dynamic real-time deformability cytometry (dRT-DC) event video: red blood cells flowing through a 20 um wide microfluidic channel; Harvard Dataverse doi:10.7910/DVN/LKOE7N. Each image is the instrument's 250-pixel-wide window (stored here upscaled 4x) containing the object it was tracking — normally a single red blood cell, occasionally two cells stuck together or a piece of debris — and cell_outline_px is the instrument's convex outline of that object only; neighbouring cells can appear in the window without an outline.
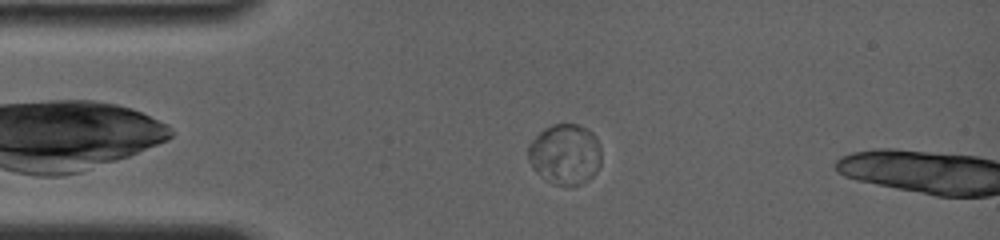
{"species": "common noctule bat (a hibernating species)", "species_latin": "Nyctalus noctula", "temperature_condition": "room temperature", "stored_images_in_passage": 41, "camera_frame_rate_fps": 4000, "um_per_image_px": 0.085, "animal": {"sex": "female", "body_mass_g": 19.0, "forearm_length_mm": 56.7}, "frame": {"image": 1, "passage_image": 7, "time_ms": 3.5, "image_size_px": [1000, 240], "cell_outline_px": [[600, 164], [596, 172], [592, 176], [580, 184], [552, 184], [536, 172], [532, 168], [528, 160], [528, 144], [544, 128], [552, 124], [576, 124], [588, 128], [596, 136], [600, 144]], "centroid_in_image_um": [48.02, 13.08], "position_along_channel_um": 37.0, "area_um2": 25.84}}
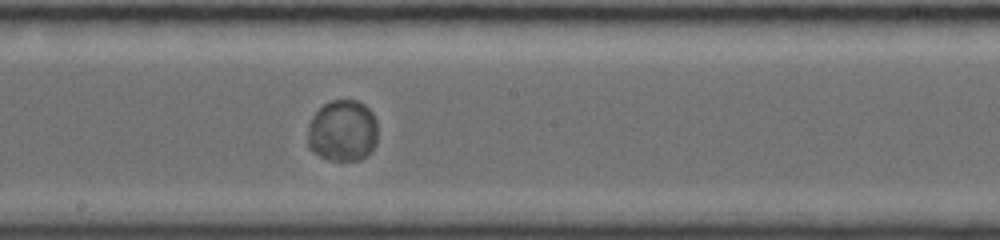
{"frame": {"image": 2, "passage_image": 25, "time_ms": 9.0, "image_size_px": [1000, 240], "cell_outline_px": [[376, 144], [368, 156], [360, 160], [328, 160], [312, 152], [308, 148], [308, 124], [312, 116], [324, 104], [332, 100], [356, 100], [364, 104], [372, 112], [376, 120]], "centroid_in_image_um": [29.11, 11.13], "position_along_channel_um": 219.1, "area_um2": 25.43}}
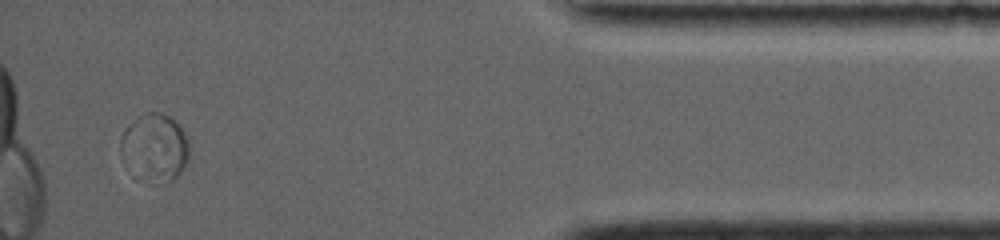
{"frame": {"image": 3, "passage_image": 38, "time_ms": 15.5, "image_size_px": [1000, 240], "cell_outline_px": [[188, 160], [180, 172], [172, 180], [168, 180], [120, 152], [120, 140], [124, 132], [140, 116], [148, 112], [160, 112], [168, 116], [180, 124], [188, 140]], "centroid_in_image_um": [13.32, 12.26], "position_along_channel_um": 421.9, "area_um2": 23.35}}